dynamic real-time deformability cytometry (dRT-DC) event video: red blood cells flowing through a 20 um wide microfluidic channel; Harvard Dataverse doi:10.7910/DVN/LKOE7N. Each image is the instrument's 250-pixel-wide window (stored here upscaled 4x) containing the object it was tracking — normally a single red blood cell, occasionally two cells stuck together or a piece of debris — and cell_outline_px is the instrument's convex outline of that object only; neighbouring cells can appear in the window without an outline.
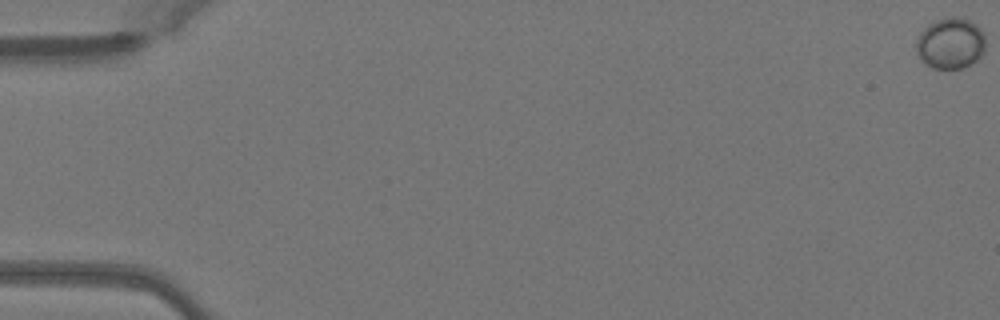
{"species": "Egyptian fruit bat (a non-hibernating species)", "species_latin": "Rousettus aegyptiacus", "temperature_condition": "warm", "stored_images_in_passage": 52, "camera_frame_rate_fps": 3000, "um_per_image_px": 0.085, "animal": {"sex": "female"}, "frame": {"image": 1, "passage_image": 1, "time_ms": 0.0, "image_size_px": [1000, 320], "cell_outline_px": [[984, 52], [976, 60], [960, 68], [932, 68], [920, 60], [916, 52], [916, 40], [920, 32], [928, 24], [936, 20], [952, 16], [968, 20], [976, 24], [980, 28], [984, 36]], "centroid_in_image_um": [80.75, 3.67], "position_along_channel_um": 4.2, "area_um2": 20.52}}
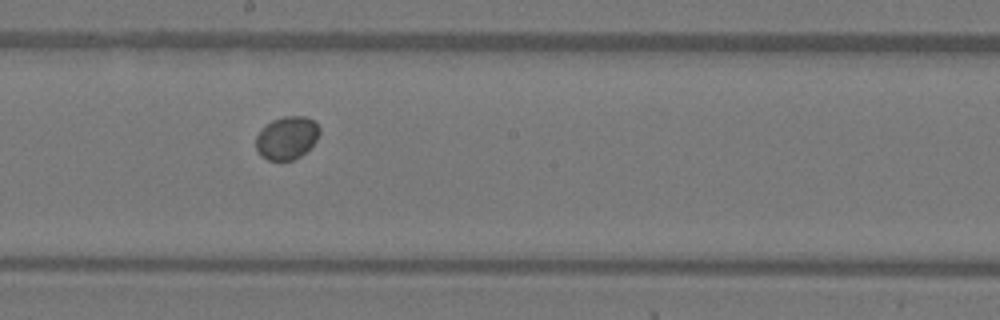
{"frame": {"image": 2, "passage_image": 30, "time_ms": 9.667, "image_size_px": [1000, 320], "cell_outline_px": [[320, 132], [316, 140], [300, 156], [292, 160], [268, 160], [260, 156], [256, 148], [256, 136], [272, 120], [284, 116], [304, 116], [312, 120], [320, 128]], "centroid_in_image_um": [24.37, 11.72], "position_along_channel_um": 223.8, "area_um2": 15.66}}
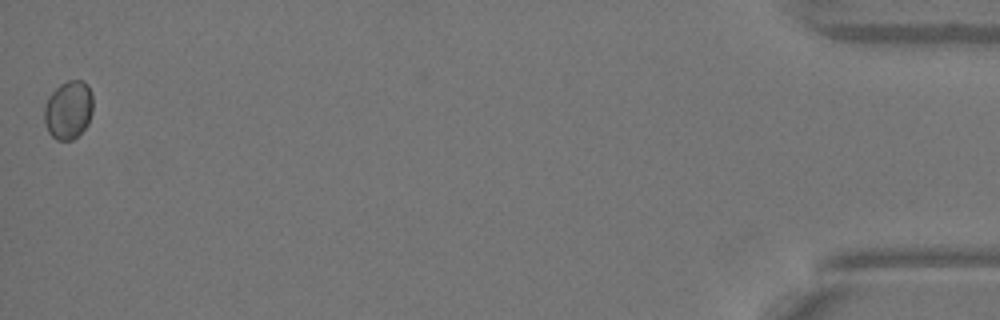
{"frame": {"image": 3, "passage_image": 52, "time_ms": 17.0, "image_size_px": [1000, 320], "cell_outline_px": [[92, 112], [88, 124], [72, 140], [56, 140], [48, 132], [44, 120], [44, 108], [48, 96], [60, 84], [68, 80], [84, 80], [88, 84], [92, 92]], "centroid_in_image_um": [5.82, 9.32], "position_along_channel_um": 429.4, "area_um2": 16.7}}